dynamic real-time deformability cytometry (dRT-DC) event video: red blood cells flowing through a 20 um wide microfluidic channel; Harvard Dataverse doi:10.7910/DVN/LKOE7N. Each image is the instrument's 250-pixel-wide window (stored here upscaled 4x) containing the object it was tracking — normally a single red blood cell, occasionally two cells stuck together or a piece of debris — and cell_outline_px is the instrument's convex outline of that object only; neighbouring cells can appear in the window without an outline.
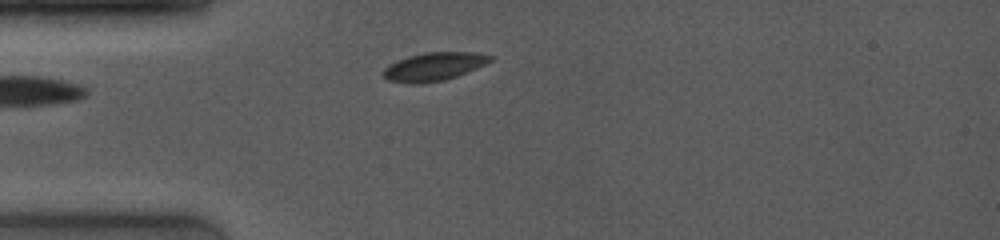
{"species": "common noctule bat (a hibernating species)", "species_latin": "Nyctalus noctula", "temperature_condition": "room temperature", "stored_images_in_passage": 40, "camera_frame_rate_fps": 4000, "um_per_image_px": 0.085, "animal": {"sex": "female", "body_mass_g": 19.0, "forearm_length_mm": 53.3}, "frame": {"image": 1, "passage_image": 5, "time_ms": 1.75, "image_size_px": [1000, 240], "cell_outline_px": [[496, 56], [492, 60], [476, 68], [456, 76], [444, 80], [420, 84], [408, 84], [388, 80], [384, 76], [384, 68], [388, 64], [396, 60], [408, 56], [424, 52], [476, 52]], "centroid_in_image_um": [36.87, 5.65], "position_along_channel_um": 48.1, "area_um2": 17.74}}
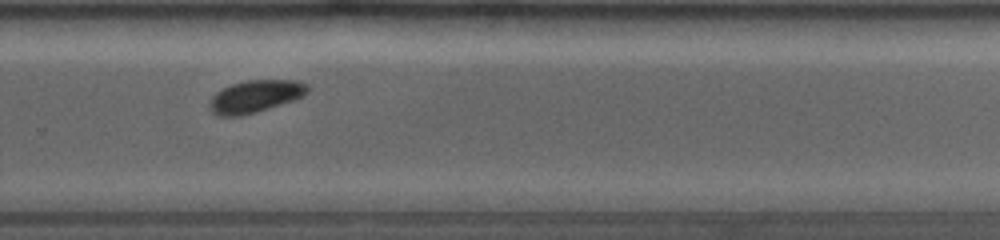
{"frame": {"image": 2, "passage_image": 21, "time_ms": 8.5, "image_size_px": [1000, 240], "cell_outline_px": [[308, 92], [304, 96], [256, 112], [240, 116], [216, 116], [208, 108], [208, 104], [212, 96], [216, 92], [232, 84], [248, 80], [300, 80], [308, 84]], "centroid_in_image_um": [21.68, 8.19], "position_along_channel_um": 308.1, "area_um2": 18.5}}
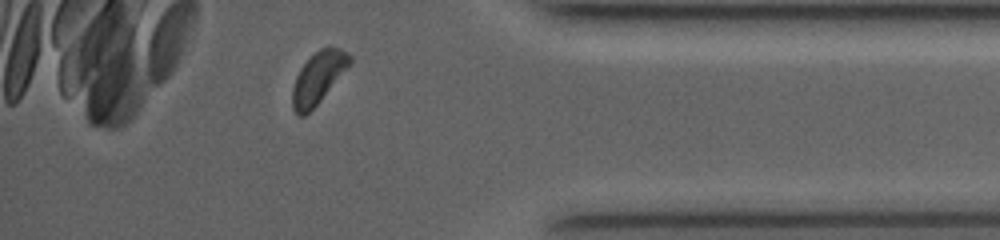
{"frame": {"image": 3, "passage_image": 33, "time_ms": 11.25, "image_size_px": [1000, 240], "cell_outline_px": [[352, 60], [320, 100], [304, 116], [296, 116], [292, 108], [292, 88], [296, 76], [300, 68], [320, 48], [328, 44], [340, 48], [352, 56]], "centroid_in_image_um": [27.01, 6.59], "position_along_channel_um": 408.2, "area_um2": 16.94}, "authors_computed_cell_mechanics": {"area_um2": 17.7446, "velocity_mm_per_s": 4.0585, "shape_relaxation_time_tau1_ms": 1.1529, "shape_relaxation_time_tau2_ms": null, "deformation_change_tau1": 0.0551, "deformation_change_tau2": null}}